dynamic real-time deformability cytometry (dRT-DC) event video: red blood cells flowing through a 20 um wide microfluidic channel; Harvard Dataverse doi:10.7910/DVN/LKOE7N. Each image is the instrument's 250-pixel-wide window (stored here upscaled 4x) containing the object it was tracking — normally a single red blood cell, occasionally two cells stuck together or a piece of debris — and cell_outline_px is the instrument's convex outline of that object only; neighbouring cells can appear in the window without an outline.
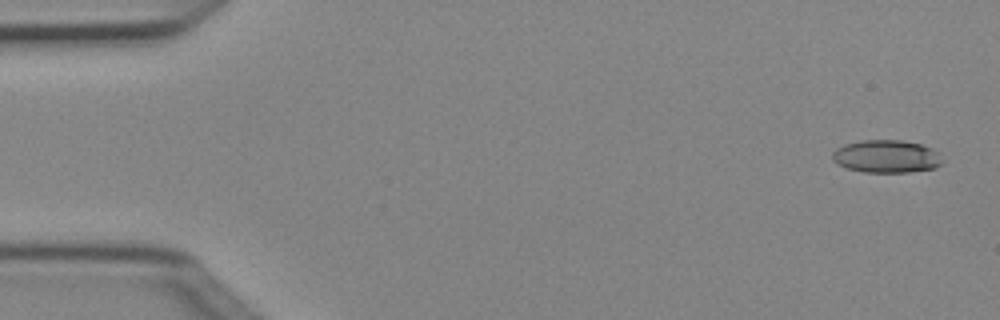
{"species": "Egyptian fruit bat (a non-hibernating species)", "species_latin": "Rousettus aegyptiacus", "temperature_condition": "cold", "stored_images_in_passage": 5, "camera_frame_rate_fps": 3000, "um_per_image_px": 0.085, "animal": {"sex": "female"}, "frame": {"image": 1, "passage_image": 1, "time_ms": 0.0, "image_size_px": [1000, 320], "cell_outline_px": [[944, 160], [936, 168], [908, 172], [864, 172], [848, 168], [836, 164], [832, 160], [832, 152], [836, 148], [844, 144], [864, 140], [900, 140], [920, 144], [932, 148]], "centroid_in_image_um": [75.33, 13.29], "position_along_channel_um": 9.7, "area_um2": 21.04}}
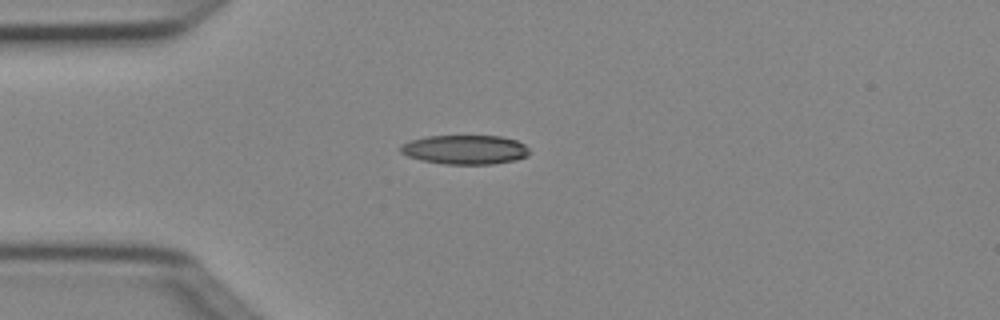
{"frame": {"image": 2, "passage_image": 4, "time_ms": 1.0, "image_size_px": [1000, 320], "cell_outline_px": [[532, 152], [528, 156], [516, 160], [492, 164], [444, 164], [424, 160], [408, 156], [400, 152], [400, 144], [412, 140], [428, 136], [500, 136], [516, 140], [524, 144]], "centroid_in_image_um": [39.57, 12.72], "position_along_channel_um": 45.4, "area_um2": 21.96}}